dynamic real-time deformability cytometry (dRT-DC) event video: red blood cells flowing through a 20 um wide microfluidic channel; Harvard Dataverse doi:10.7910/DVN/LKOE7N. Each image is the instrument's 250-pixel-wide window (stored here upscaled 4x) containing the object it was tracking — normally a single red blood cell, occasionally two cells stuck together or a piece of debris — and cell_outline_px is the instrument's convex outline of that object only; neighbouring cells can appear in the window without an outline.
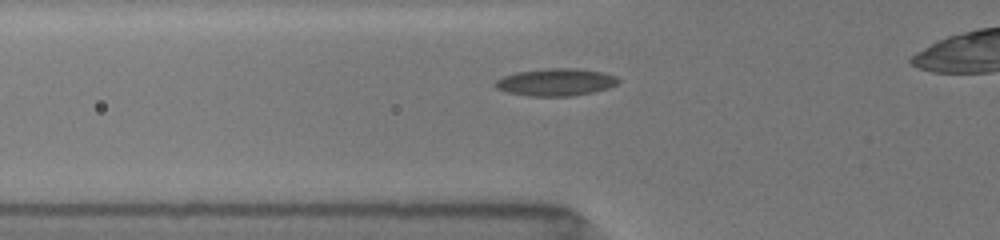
{"species": "common noctule bat (a hibernating species)", "species_latin": "Nyctalus noctula", "temperature_condition": "room temperature", "stored_images_in_passage": 15, "camera_frame_rate_fps": 3000, "um_per_image_px": 0.085, "animal": {"sex": "female", "body_mass_g": 19.5, "forearm_length_mm": 54.1}, "frame": {"image": 1, "passage_image": 2, "time_ms": 0.333, "image_size_px": [1000, 240], "cell_outline_px": [[620, 80], [616, 84], [608, 88], [592, 92], [572, 96], [528, 96], [508, 92], [496, 88], [492, 84], [496, 80], [504, 76], [516, 72], [544, 68], [576, 68], [600, 72], [616, 76]], "centroid_in_image_um": [47.21, 6.98], "position_along_channel_um": 78.6, "area_um2": 19.59}}
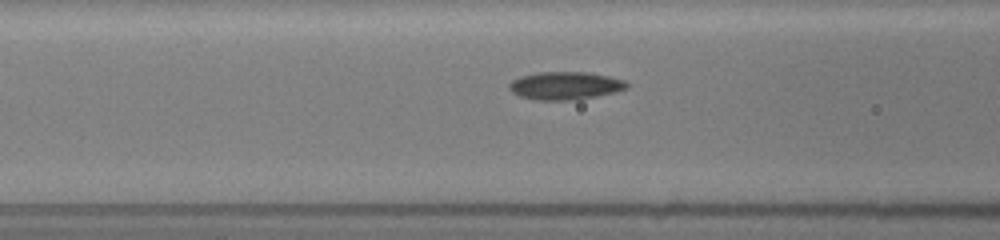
{"frame": {"image": 2, "passage_image": 6, "time_ms": 1.333, "image_size_px": [1000, 240], "cell_outline_px": [[628, 88], [616, 92], [576, 100], [536, 100], [520, 96], [512, 92], [508, 88], [508, 84], [512, 80], [520, 76], [540, 72], [584, 72], [608, 76], [624, 80], [628, 84]], "centroid_in_image_um": [48.03, 7.29], "position_along_channel_um": 118.6, "area_um2": 19.13}}
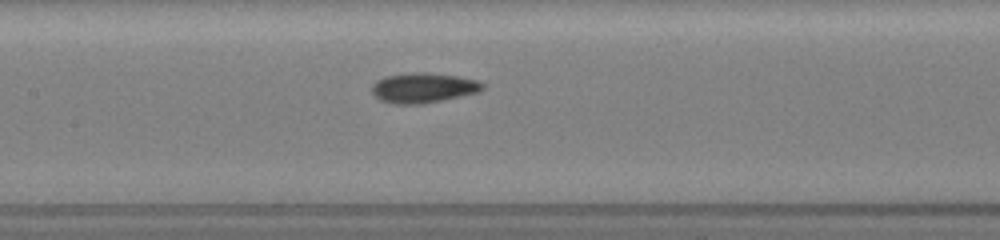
{"frame": {"image": 3, "passage_image": 10, "time_ms": 2.667, "image_size_px": [1000, 240], "cell_outline_px": [[484, 88], [480, 92], [420, 104], [392, 104], [380, 100], [372, 92], [372, 84], [376, 80], [384, 76], [412, 72], [424, 72], [460, 76], [476, 80], [484, 84]], "centroid_in_image_um": [35.96, 7.45], "position_along_channel_um": 171.4, "area_um2": 19.42}}